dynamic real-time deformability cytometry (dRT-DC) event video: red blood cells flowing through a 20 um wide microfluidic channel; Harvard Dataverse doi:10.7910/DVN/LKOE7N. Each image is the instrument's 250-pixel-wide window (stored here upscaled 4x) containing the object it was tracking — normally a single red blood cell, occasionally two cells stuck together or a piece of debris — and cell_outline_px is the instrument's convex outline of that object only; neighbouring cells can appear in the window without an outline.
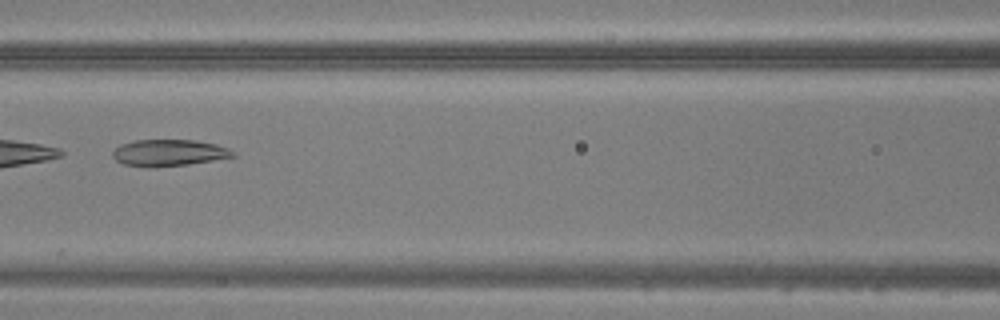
{"species": "common noctule bat (a hibernating species)", "species_latin": "Nyctalus noctula", "temperature_condition": "warm", "stored_images_in_passage": 15, "camera_frame_rate_fps": 3000, "um_per_image_px": 0.085, "animal": {"sex": "male", "body_mass_g": 20.5, "forearm_length_mm": 52.5}, "frame": {"image": 1, "passage_image": 7, "time_ms": 2.0, "image_size_px": [1000, 320], "cell_outline_px": [[236, 156], [188, 164], [152, 168], [124, 164], [116, 160], [112, 156], [112, 152], [120, 144], [136, 140], [196, 140], [216, 144], [228, 148], [236, 152]], "centroid_in_image_um": [14.35, 12.99], "position_along_channel_um": 152.2, "area_um2": 18.67}}